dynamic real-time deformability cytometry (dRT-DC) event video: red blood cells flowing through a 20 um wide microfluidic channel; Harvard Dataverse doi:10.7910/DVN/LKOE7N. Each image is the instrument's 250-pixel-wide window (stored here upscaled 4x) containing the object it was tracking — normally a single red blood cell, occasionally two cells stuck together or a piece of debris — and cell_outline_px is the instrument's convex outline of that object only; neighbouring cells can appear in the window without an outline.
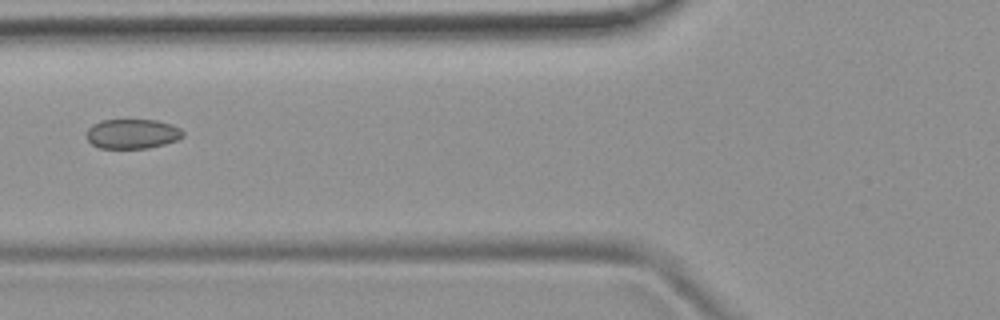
{"species": "common noctule bat (a hibernating species)", "species_latin": "Nyctalus noctula", "temperature_condition": "room temperature", "stored_images_in_passage": 6, "camera_frame_rate_fps": 3000, "um_per_image_px": 0.085, "animal": {"sex": "female", "body_mass_g": 19.9}, "frame": {"image": 1, "passage_image": 6, "time_ms": 6.667, "image_size_px": [1000, 320], "cell_outline_px": [[184, 136], [176, 140], [164, 144], [148, 148], [100, 148], [92, 144], [84, 136], [88, 128], [92, 124], [104, 120], [156, 120], [172, 124], [180, 128], [184, 132]], "centroid_in_image_um": [11.23, 11.37], "position_along_channel_um": 114.6, "area_um2": 16.76}}